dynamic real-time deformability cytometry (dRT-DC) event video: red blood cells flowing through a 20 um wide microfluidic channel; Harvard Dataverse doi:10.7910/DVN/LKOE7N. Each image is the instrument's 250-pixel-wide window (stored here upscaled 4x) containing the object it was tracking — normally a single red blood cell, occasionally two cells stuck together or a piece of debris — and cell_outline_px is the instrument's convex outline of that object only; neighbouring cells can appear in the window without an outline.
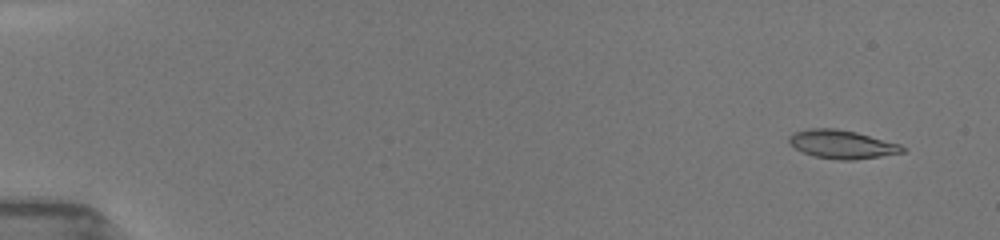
{"species": "common noctule bat (a hibernating species)", "species_latin": "Nyctalus noctula", "temperature_condition": "room temperature", "stored_images_in_passage": 13, "camera_frame_rate_fps": 3000, "um_per_image_px": 0.085, "animal": {"sex": "female", "body_mass_g": 19.5, "forearm_length_mm": 54.1}, "frame": {"image": 1, "passage_image": 2, "time_ms": 0.667, "image_size_px": [1000, 240], "cell_outline_px": [[908, 148], [904, 152], [880, 156], [852, 160], [840, 160], [816, 156], [804, 152], [796, 148], [788, 140], [788, 136], [792, 132], [808, 128], [836, 128], [856, 132], [900, 144]], "centroid_in_image_um": [71.58, 12.25], "position_along_channel_um": 13.4, "area_um2": 18.73}}
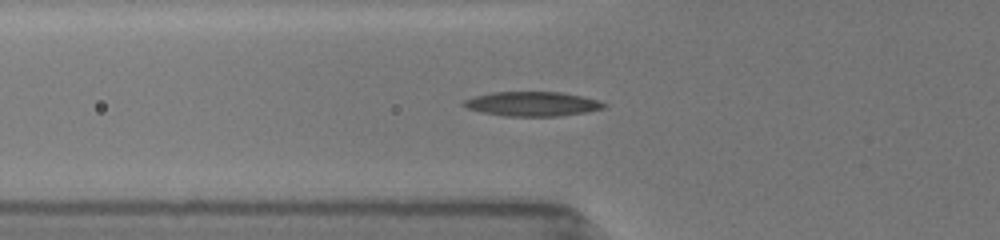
{"frame": {"image": 2, "passage_image": 11, "time_ms": 6.0, "image_size_px": [1000, 240], "cell_outline_px": [[608, 104], [604, 108], [584, 112], [560, 116], [504, 116], [480, 112], [468, 108], [460, 104], [464, 100], [476, 96], [492, 92], [560, 92], [580, 96], [596, 100]], "centroid_in_image_um": [45.21, 8.83], "position_along_channel_um": 80.6, "area_um2": 19.83}}
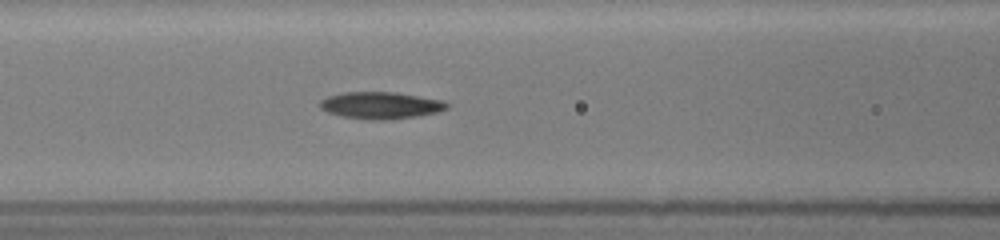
{"frame": {"image": 3, "passage_image": 13, "time_ms": 7.333, "image_size_px": [1000, 240], "cell_outline_px": [[448, 108], [436, 112], [420, 116], [388, 120], [372, 120], [340, 116], [328, 112], [320, 108], [320, 100], [328, 96], [344, 92], [396, 92], [444, 100], [448, 104]], "centroid_in_image_um": [32.37, 8.96], "position_along_channel_um": 134.2, "area_um2": 20.06}}